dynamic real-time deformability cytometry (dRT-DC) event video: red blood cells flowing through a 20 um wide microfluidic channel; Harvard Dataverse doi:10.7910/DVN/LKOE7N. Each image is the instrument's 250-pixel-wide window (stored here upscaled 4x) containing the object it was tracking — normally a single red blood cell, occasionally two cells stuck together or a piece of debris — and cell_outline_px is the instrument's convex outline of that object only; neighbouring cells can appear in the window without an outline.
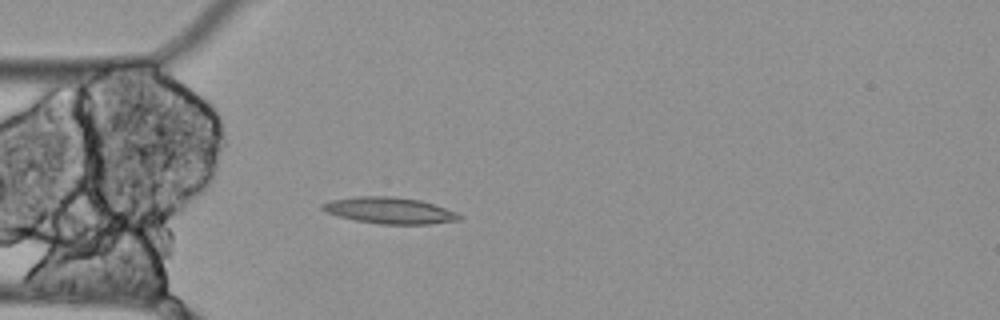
{"species": "Egyptian fruit bat (a non-hibernating species)", "species_latin": "Rousettus aegyptiacus", "temperature_condition": "cold", "stored_images_in_passage": 57, "camera_frame_rate_fps": 3000, "um_per_image_px": 0.085, "animal": {"sex": "female"}, "frame": {"image": 1, "passage_image": 16, "time_ms": 5.0, "image_size_px": [1000, 320], "cell_outline_px": [[464, 216], [460, 220], [428, 224], [380, 224], [356, 220], [340, 216], [328, 212], [320, 208], [320, 204], [332, 200], [356, 196], [392, 196], [420, 200], [456, 212]], "centroid_in_image_um": [33.13, 17.89], "position_along_channel_um": 51.9, "area_um2": 20.87}}
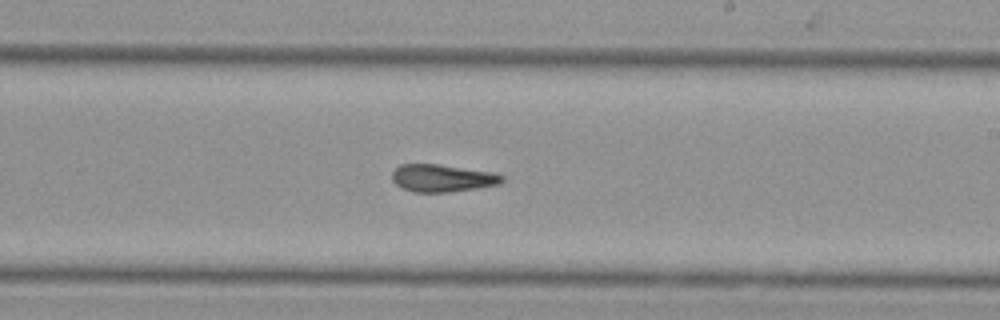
{"frame": {"image": 2, "passage_image": 33, "time_ms": 10.667, "image_size_px": [1000, 320], "cell_outline_px": [[504, 180], [500, 184], [476, 188], [448, 192], [416, 192], [400, 188], [392, 180], [392, 172], [400, 164], [440, 164], [496, 172], [504, 176]], "centroid_in_image_um": [37.62, 15.13], "position_along_channel_um": 251.4, "area_um2": 17.8}}
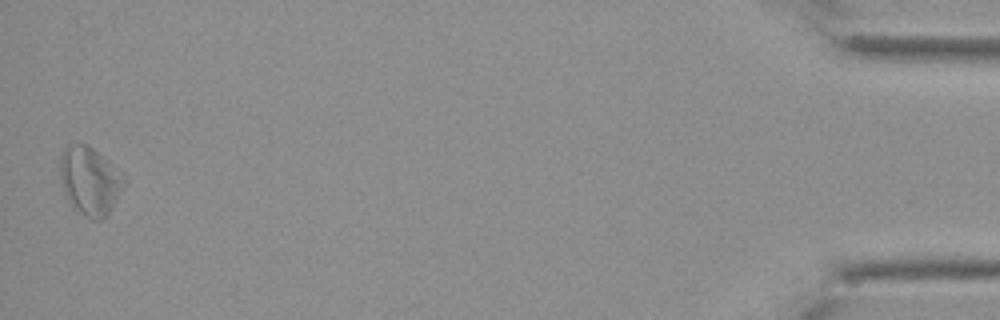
{"frame": {"image": 3, "passage_image": 56, "time_ms": 18.333, "image_size_px": [1000, 320], "cell_outline_px": [[128, 180], [104, 220], [92, 220], [72, 208], [64, 192], [60, 180], [60, 156], [64, 148], [72, 144], [88, 144]], "centroid_in_image_um": [7.62, 15.4], "position_along_channel_um": 427.6, "area_um2": 25.32}, "authors_computed_cell_mechanics": {"area_um2": 19.8254, "velocity_mm_per_s": 3.4759, "shape_relaxation_time_tau1_ms": null, "shape_relaxation_time_tau2_ms": 7.0336, "deformation_change_tau1": null, "deformation_change_tau2": 0.1642}}